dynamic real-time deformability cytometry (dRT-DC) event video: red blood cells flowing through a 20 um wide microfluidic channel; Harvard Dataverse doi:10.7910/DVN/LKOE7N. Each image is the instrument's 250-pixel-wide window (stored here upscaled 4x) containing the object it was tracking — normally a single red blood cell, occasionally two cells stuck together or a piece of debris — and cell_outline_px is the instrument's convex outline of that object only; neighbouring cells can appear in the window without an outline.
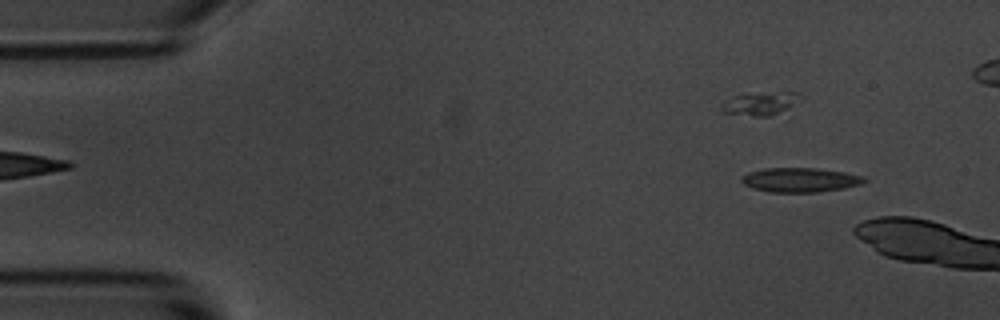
{"species": "common noctule bat (a hibernating species)", "species_latin": "Nyctalus noctula", "temperature_condition": "room temperature", "stored_images_in_passage": 9, "camera_frame_rate_fps": 3000, "um_per_image_px": 0.085, "animal": {"sex": "male", "body_mass_g": 20.1, "forearm_length_mm": 53.5}, "frame": {"image": 1, "passage_image": 4, "time_ms": 1.0, "image_size_px": [1000, 320], "cell_outline_px": [[868, 180], [860, 184], [844, 188], [816, 192], [768, 192], [752, 188], [744, 184], [740, 180], [740, 176], [748, 172], [764, 168], [816, 168], [844, 172], [864, 176]], "centroid_in_image_um": [67.98, 15.29], "position_along_channel_um": 17.0, "area_um2": 17.51}}